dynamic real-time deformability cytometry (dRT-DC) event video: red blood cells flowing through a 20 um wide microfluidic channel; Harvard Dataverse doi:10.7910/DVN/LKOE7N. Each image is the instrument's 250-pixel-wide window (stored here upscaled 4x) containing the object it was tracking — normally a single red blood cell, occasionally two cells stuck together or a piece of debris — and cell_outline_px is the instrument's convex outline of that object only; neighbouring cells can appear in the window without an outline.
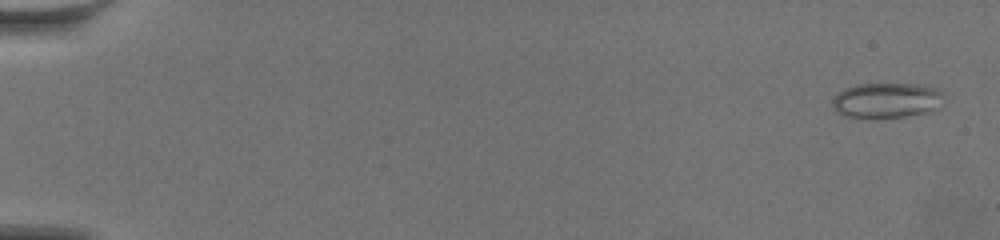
{"species": "common noctule bat (a hibernating species)", "species_latin": "Nyctalus noctula", "temperature_condition": "warm", "stored_images_in_passage": 61, "camera_frame_rate_fps": 3000, "um_per_image_px": 0.085, "animal": {"sex": "female", "body_mass_g": 19.5, "forearm_length_mm": 54.1}, "frame": {"image": 1, "passage_image": 3, "time_ms": 0.667, "image_size_px": [1000, 240], "cell_outline_px": [[944, 92], [936, 108], [928, 112], [904, 116], [872, 120], [844, 116], [836, 112], [832, 108], [832, 100], [844, 88], [856, 84], [916, 84], [932, 88]], "centroid_in_image_um": [75.27, 8.56], "position_along_channel_um": 9.7, "area_um2": 23.06}}
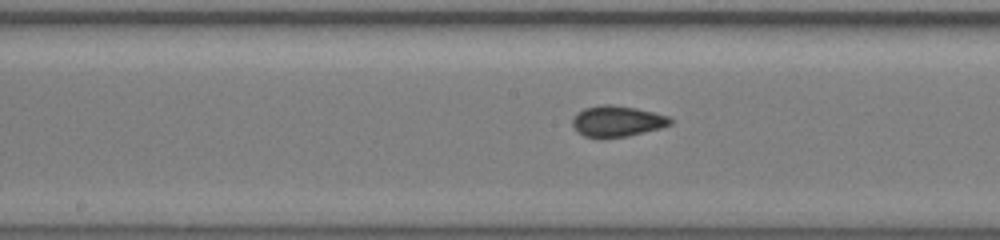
{"frame": {"image": 2, "passage_image": 34, "time_ms": 11.0, "image_size_px": [1000, 240], "cell_outline_px": [[672, 124], [660, 128], [628, 136], [600, 140], [584, 136], [576, 132], [572, 124], [572, 120], [576, 112], [584, 108], [600, 104], [612, 104], [636, 108], [668, 116], [672, 120]], "centroid_in_image_um": [52.39, 10.32], "position_along_channel_um": 195.8, "area_um2": 18.09}}
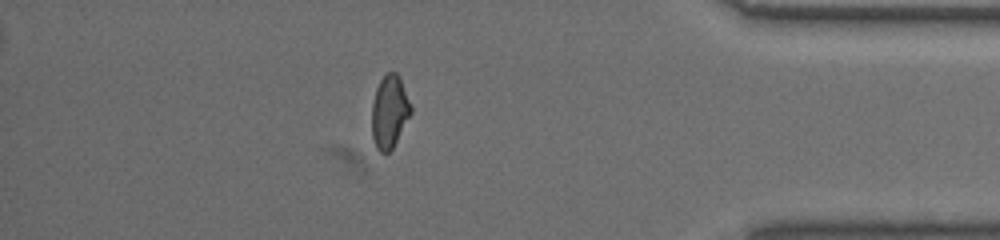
{"frame": {"image": 3, "passage_image": 54, "time_ms": 17.667, "image_size_px": [1000, 240], "cell_outline_px": [[412, 112], [392, 148], [388, 152], [380, 152], [376, 148], [372, 136], [372, 104], [376, 88], [380, 80], [388, 72], [396, 72], [400, 76], [412, 108]], "centroid_in_image_um": [33.1, 9.47], "position_along_channel_um": 402.1, "area_um2": 16.47}, "authors_computed_cell_mechanics": {"area_um2": 17.1666, "velocity_mm_per_s": 3.5378, "shape_relaxation_time_tau1_ms": null, "shape_relaxation_time_tau2_ms": 1.1491, "deformation_change_tau1": null, "deformation_change_tau2": 0.0618}}